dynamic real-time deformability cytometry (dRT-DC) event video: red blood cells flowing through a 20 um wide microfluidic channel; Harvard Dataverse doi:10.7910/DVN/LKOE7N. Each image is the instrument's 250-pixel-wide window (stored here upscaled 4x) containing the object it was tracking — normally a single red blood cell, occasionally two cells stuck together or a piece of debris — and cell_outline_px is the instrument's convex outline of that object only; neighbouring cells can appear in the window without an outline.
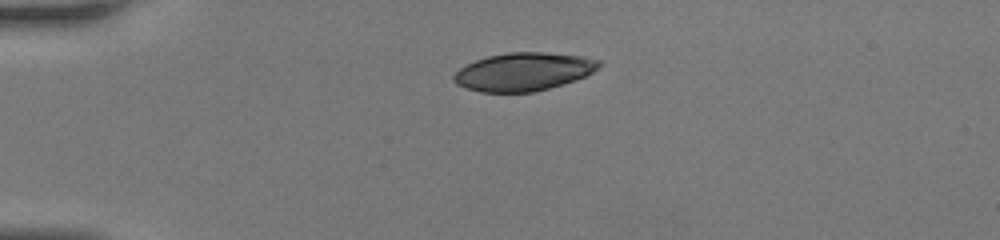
{"species": "human", "species_latin": "Homo sapiens", "temperature_condition": "room temperature", "stored_images_in_passage": 35, "camera_frame_rate_fps": 3000, "um_per_image_px": 0.085, "donor": {"sex": "female"}, "frame": {"image": 1, "passage_image": 1, "time_ms": 0.0, "image_size_px": [1000, 240], "cell_outline_px": [[600, 64], [592, 72], [576, 80], [548, 88], [532, 92], [480, 92], [456, 84], [452, 80], [452, 76], [464, 64], [488, 56], [508, 52], [544, 52], [584, 56], [600, 60]], "centroid_in_image_um": [44.47, 6.09], "position_along_channel_um": 40.5, "area_um2": 32.19}}
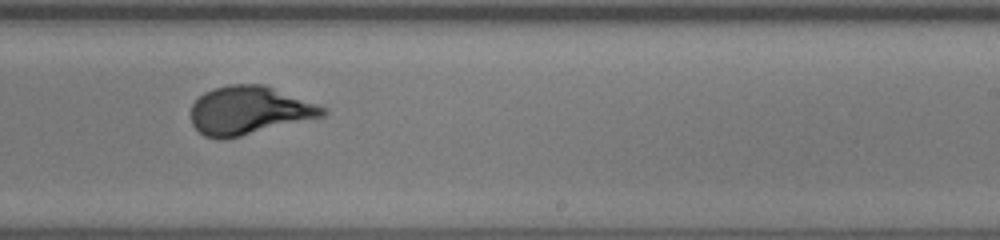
{"frame": {"image": 2, "passage_image": 19, "time_ms": 6.0, "image_size_px": [1000, 240], "cell_outline_px": [[328, 112], [324, 116], [224, 140], [220, 140], [204, 136], [192, 124], [192, 104], [204, 92], [212, 88], [228, 84], [264, 84], [328, 108]], "centroid_in_image_um": [21.18, 9.38], "position_along_channel_um": 267.8, "area_um2": 37.17}}
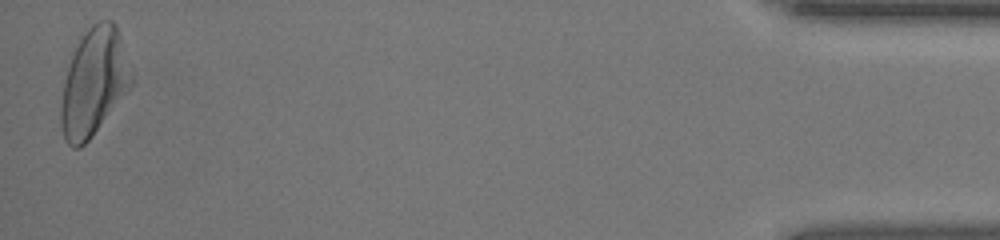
{"frame": {"image": 3, "passage_image": 35, "time_ms": 11.333, "image_size_px": [1000, 240], "cell_outline_px": [[132, 84], [92, 136], [80, 148], [72, 148], [68, 144], [64, 136], [60, 124], [60, 104], [68, 52], [84, 32], [92, 24], [100, 20], [112, 20], [116, 24], [120, 36], [132, 80]], "centroid_in_image_um": [7.89, 6.95], "position_along_channel_um": 427.3, "area_um2": 44.16}}